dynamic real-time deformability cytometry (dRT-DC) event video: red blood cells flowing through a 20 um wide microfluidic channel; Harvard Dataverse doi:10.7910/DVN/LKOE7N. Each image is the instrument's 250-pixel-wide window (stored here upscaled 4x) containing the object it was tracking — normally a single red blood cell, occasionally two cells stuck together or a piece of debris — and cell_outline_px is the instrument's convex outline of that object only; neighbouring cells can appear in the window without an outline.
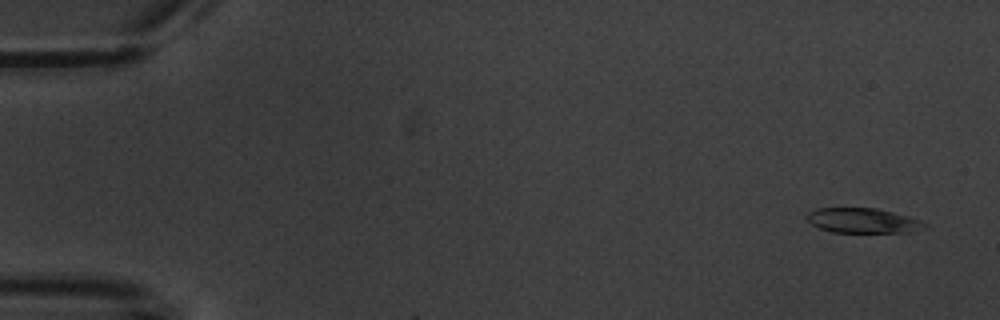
{"species": "common noctule bat (a hibernating species)", "species_latin": "Nyctalus noctula", "temperature_condition": "warm", "stored_images_in_passage": 5, "camera_frame_rate_fps": 3000, "um_per_image_px": 0.085, "animal": {"sex": "male", "body_mass_g": 20.1, "forearm_length_mm": 53.5}, "frame": {"image": 1, "passage_image": 1, "time_ms": 0.0, "image_size_px": [1000, 320], "cell_outline_px": [[928, 228], [912, 232], [832, 232], [820, 228], [812, 224], [804, 216], [808, 212], [816, 208], [876, 208], [908, 216], [920, 220], [928, 224]], "centroid_in_image_um": [73.37, 18.75], "position_along_channel_um": 11.6, "area_um2": 17.17}}